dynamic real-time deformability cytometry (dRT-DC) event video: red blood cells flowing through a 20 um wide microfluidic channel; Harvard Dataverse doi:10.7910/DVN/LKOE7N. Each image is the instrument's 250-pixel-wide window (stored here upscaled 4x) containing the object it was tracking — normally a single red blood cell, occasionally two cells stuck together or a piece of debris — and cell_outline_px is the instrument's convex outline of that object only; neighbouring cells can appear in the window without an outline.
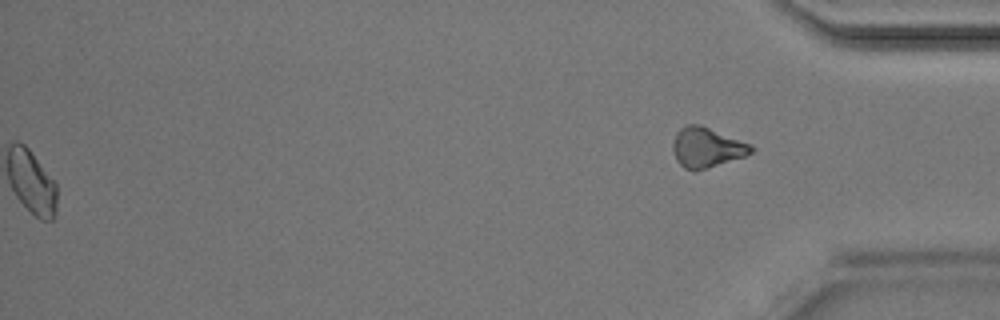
{"species": "Egyptian fruit bat (a non-hibernating species)", "species_latin": "Rousettus aegyptiacus", "temperature_condition": "room temperature", "stored_images_in_passage": 46, "segment_of_instrument_passage": [2, 2], "camera_frame_rate_fps": 3000, "um_per_image_px": 0.085, "animal": {"sex": "male"}, "frame": {"image": 1, "passage_image": 46, "time_ms": 15.0, "image_size_px": [1000, 320], "cell_outline_px": [[756, 148], [752, 152], [744, 156], [696, 172], [692, 172], [684, 168], [676, 160], [672, 152], [672, 144], [676, 132], [680, 128], [688, 124], [700, 124], [752, 144]], "centroid_in_image_um": [60.05, 12.54], "position_along_channel_um": 375.1, "area_um2": 18.55}}